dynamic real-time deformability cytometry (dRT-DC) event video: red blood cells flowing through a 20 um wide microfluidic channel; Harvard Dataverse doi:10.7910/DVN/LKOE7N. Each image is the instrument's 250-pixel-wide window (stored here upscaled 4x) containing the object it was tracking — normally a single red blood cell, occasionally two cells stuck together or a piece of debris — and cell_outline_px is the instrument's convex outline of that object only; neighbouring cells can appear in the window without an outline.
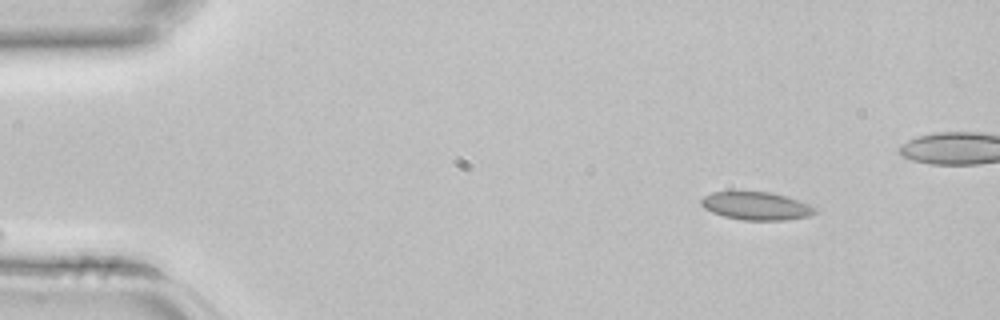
{"species": "common noctule bat (a hibernating species)", "species_latin": "Nyctalus noctula", "temperature_condition": "room temperature", "stored_images_in_passage": 3, "camera_frame_rate_fps": 3000, "um_per_image_px": 0.085, "animal": {"sex": "female", "body_mass_g": 22.7, "forearm_length_mm": 54.2}, "frame": {"image": 1, "passage_image": 1, "time_ms": 0.0, "image_size_px": [1000, 320], "cell_outline_px": [[816, 212], [808, 216], [784, 220], [744, 220], [724, 216], [712, 212], [704, 208], [700, 204], [700, 200], [704, 196], [712, 192], [772, 192], [808, 204], [816, 208]], "centroid_in_image_um": [64.24, 17.51], "position_along_channel_um": 20.8, "area_um2": 18.32}}